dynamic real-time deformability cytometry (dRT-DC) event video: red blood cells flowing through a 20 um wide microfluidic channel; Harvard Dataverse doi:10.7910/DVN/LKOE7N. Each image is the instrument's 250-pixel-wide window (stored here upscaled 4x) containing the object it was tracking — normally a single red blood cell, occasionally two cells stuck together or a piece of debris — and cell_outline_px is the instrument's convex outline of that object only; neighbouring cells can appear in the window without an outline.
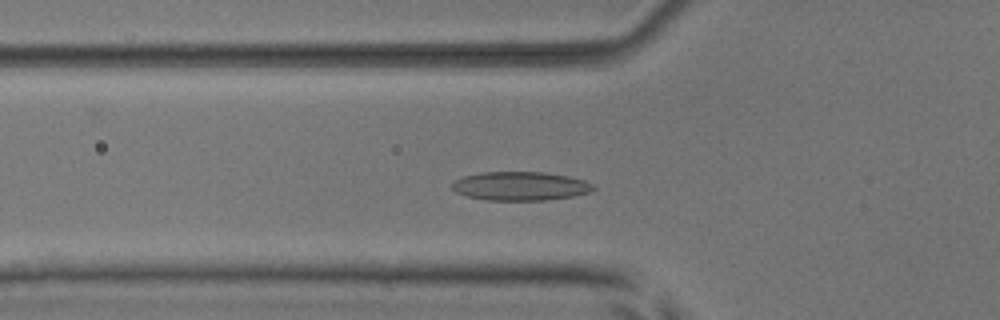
{"species": "common noctule bat (a hibernating species)", "species_latin": "Nyctalus noctula", "temperature_condition": "room temperature", "stored_images_in_passage": 44, "camera_frame_rate_fps": 3000, "um_per_image_px": 0.085, "animal": {"sex": "male", "body_mass_g": 17.9, "forearm_length_mm": 54.2}, "frame": {"image": 1, "passage_image": 10, "time_ms": 3.0, "image_size_px": [1000, 320], "cell_outline_px": [[596, 188], [592, 192], [572, 196], [548, 200], [488, 200], [468, 196], [456, 192], [452, 188], [452, 184], [456, 180], [464, 176], [480, 172], [544, 172], [568, 176], [584, 180], [592, 184]], "centroid_in_image_um": [44.26, 15.81], "position_along_channel_um": 81.5, "area_um2": 23.64}}
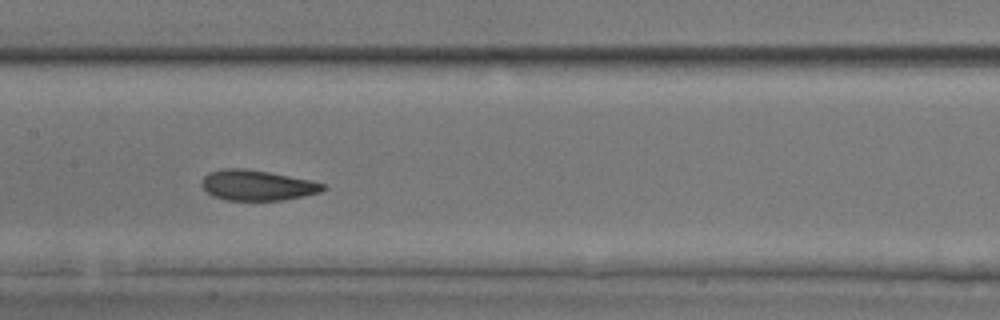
{"frame": {"image": 2, "passage_image": 18, "time_ms": 5.667, "image_size_px": [1000, 320], "cell_outline_px": [[324, 188], [320, 192], [304, 196], [284, 200], [224, 200], [212, 196], [200, 184], [200, 180], [208, 172], [220, 168], [244, 168], [268, 172], [312, 180], [324, 184]], "centroid_in_image_um": [21.81, 15.74], "position_along_channel_um": 185.6, "area_um2": 21.62}}
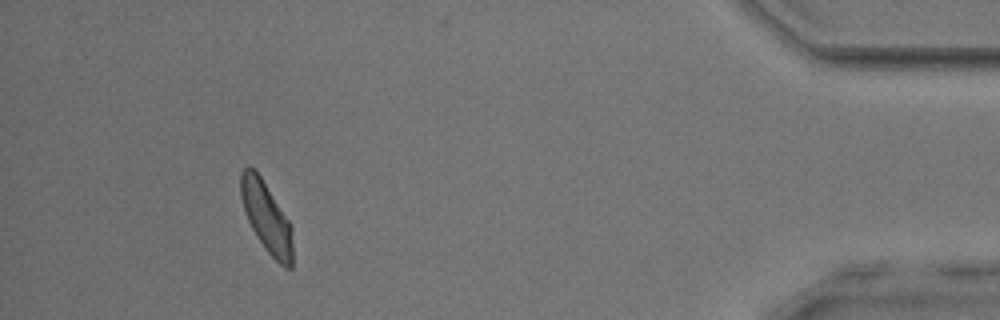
{"frame": {"image": 3, "passage_image": 40, "time_ms": 13.0, "image_size_px": [1000, 320], "cell_outline_px": [[292, 268], [284, 268], [264, 248], [256, 236], [244, 212], [240, 196], [240, 172], [248, 164], [260, 176], [288, 220], [292, 228]], "centroid_in_image_um": [22.62, 18.46], "position_along_channel_um": 412.6, "area_um2": 21.1}, "authors_computed_cell_mechanics": {"area_um2": 21.5305, "velocity_mm_per_s": 3.9004, "shape_relaxation_time_tau1_ms": 3.6232, "shape_relaxation_time_tau2_ms": 3.5336, "deformation_change_tau1": 0.1024, "deformation_change_tau2": 0.1058}}